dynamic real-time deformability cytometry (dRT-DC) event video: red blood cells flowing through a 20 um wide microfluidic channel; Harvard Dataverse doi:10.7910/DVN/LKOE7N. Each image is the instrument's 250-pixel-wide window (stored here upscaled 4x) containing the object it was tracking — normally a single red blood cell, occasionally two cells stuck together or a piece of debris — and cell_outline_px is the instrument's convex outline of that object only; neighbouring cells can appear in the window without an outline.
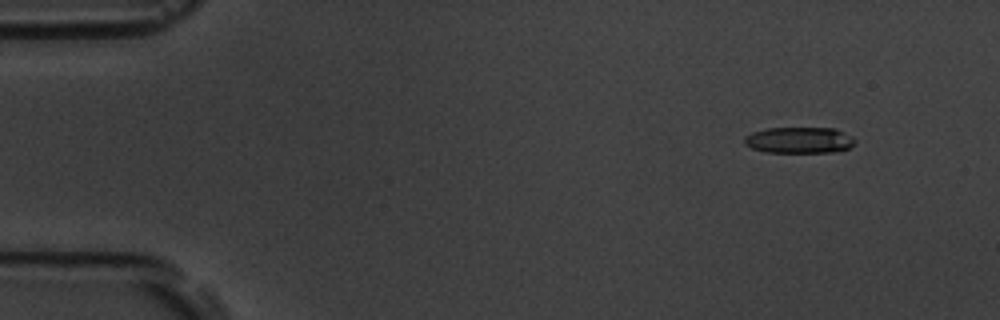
{"species": "common noctule bat (a hibernating species)", "species_latin": "Nyctalus noctula", "temperature_condition": "room temperature", "stored_images_in_passage": 51, "camera_frame_rate_fps": 3000, "um_per_image_px": 0.085, "animal": {"sex": "male", "body_mass_g": 19.5, "forearm_length_mm": 54.6}, "frame": {"image": 1, "passage_image": 1, "time_ms": 0.0, "image_size_px": [1000, 320], "cell_outline_px": [[856, 140], [848, 148], [832, 152], [768, 152], [752, 148], [744, 144], [744, 136], [752, 132], [768, 128], [836, 128], [852, 136]], "centroid_in_image_um": [67.92, 11.9], "position_along_channel_um": 17.1, "area_um2": 16.82}}
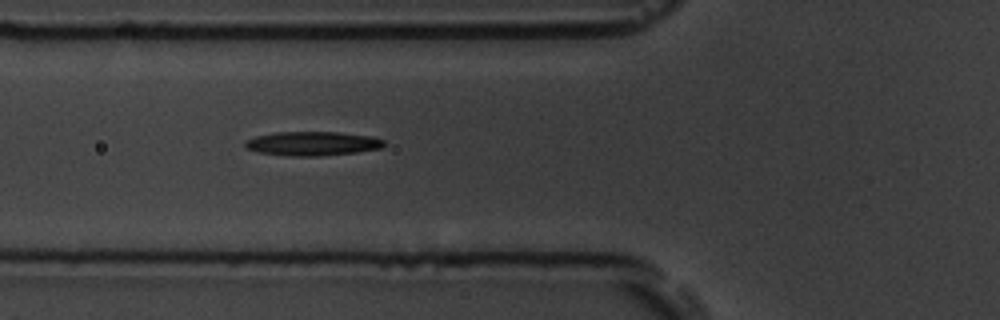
{"frame": {"image": 2, "passage_image": 16, "time_ms": 5.0, "image_size_px": [1000, 320], "cell_outline_px": [[384, 144], [380, 148], [356, 152], [320, 156], [288, 156], [256, 152], [244, 148], [244, 140], [256, 136], [276, 132], [336, 132], [368, 136], [384, 140]], "centroid_in_image_um": [26.46, 12.21], "position_along_channel_um": 99.3, "area_um2": 19.48}}
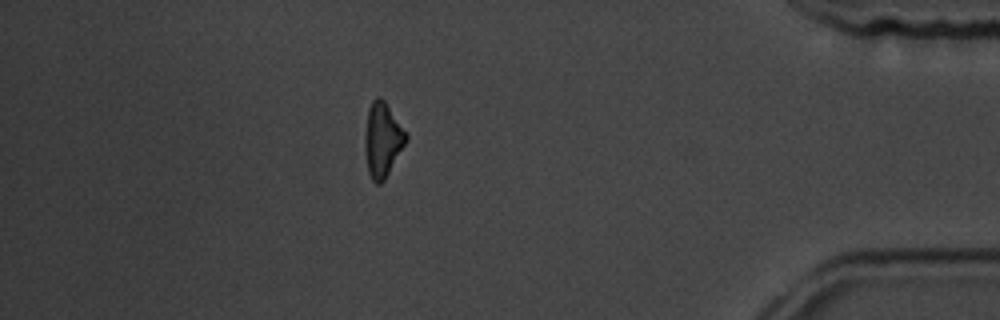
{"frame": {"image": 3, "passage_image": 44, "time_ms": 14.333, "image_size_px": [1000, 320], "cell_outline_px": [[408, 140], [384, 180], [380, 184], [376, 184], [372, 180], [368, 172], [364, 148], [364, 136], [368, 108], [372, 100], [376, 96], [380, 96], [384, 100], [408, 132]], "centroid_in_image_um": [32.52, 11.85], "position_along_channel_um": 402.7, "area_um2": 18.21}, "authors_computed_cell_mechanics": {"area_um2": 18.5538, "velocity_mm_per_s": 3.7045, "shape_relaxation_time_tau1_ms": 5.9273, "shape_relaxation_time_tau2_ms": null, "deformation_change_tau1": 0.1496, "deformation_change_tau2": null}}